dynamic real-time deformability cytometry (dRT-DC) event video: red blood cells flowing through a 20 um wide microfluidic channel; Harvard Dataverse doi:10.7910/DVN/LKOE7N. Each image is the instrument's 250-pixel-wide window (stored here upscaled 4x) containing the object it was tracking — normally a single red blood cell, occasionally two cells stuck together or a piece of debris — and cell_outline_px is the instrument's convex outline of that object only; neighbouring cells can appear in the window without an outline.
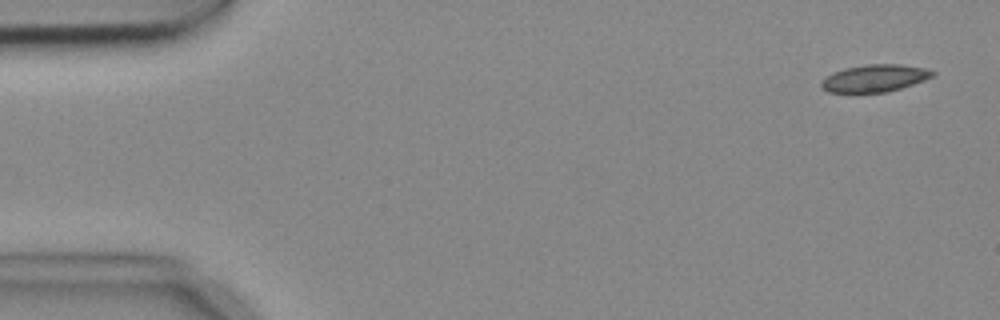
{"species": "common noctule bat (a hibernating species)", "species_latin": "Nyctalus noctula", "temperature_condition": "cold", "stored_images_in_passage": 5, "camera_frame_rate_fps": 3000, "um_per_image_px": 0.085, "animal": {"sex": "female", "body_mass_g": 18.4}, "frame": {"image": 1, "passage_image": 1, "time_ms": 0.0, "image_size_px": [1000, 320], "cell_outline_px": [[936, 72], [932, 76], [924, 80], [900, 88], [884, 92], [828, 92], [820, 88], [820, 80], [832, 72], [844, 68], [868, 64], [900, 64], [924, 68]], "centroid_in_image_um": [74.28, 6.64], "position_along_channel_um": 10.7, "area_um2": 17.63}}